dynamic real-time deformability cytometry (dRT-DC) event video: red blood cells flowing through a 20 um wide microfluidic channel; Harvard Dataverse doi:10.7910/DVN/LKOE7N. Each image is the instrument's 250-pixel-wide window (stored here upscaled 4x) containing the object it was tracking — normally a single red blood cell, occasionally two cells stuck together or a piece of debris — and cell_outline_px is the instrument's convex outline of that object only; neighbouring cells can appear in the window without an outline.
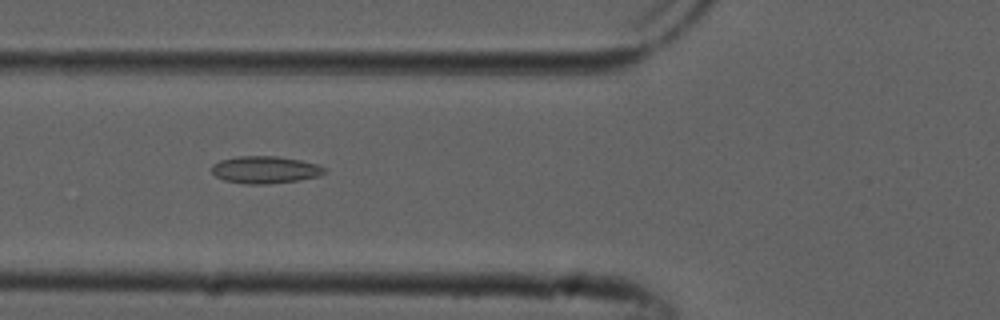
{"species": "common noctule bat (a hibernating species)", "species_latin": "Nyctalus noctula", "temperature_condition": "cold", "stored_images_in_passage": 9, "camera_frame_rate_fps": 3000, "um_per_image_px": 0.085, "animal": {"sex": "male", "forearm_length_mm": 52.5}, "frame": {"image": 1, "passage_image": 6, "time_ms": 1.667, "image_size_px": [1000, 320], "cell_outline_px": [[328, 172], [320, 176], [300, 180], [268, 184], [244, 184], [224, 180], [216, 176], [212, 172], [212, 164], [220, 160], [240, 156], [276, 156], [300, 160], [320, 164]], "centroid_in_image_um": [22.57, 14.43], "position_along_channel_um": 103.2, "area_um2": 18.09}}